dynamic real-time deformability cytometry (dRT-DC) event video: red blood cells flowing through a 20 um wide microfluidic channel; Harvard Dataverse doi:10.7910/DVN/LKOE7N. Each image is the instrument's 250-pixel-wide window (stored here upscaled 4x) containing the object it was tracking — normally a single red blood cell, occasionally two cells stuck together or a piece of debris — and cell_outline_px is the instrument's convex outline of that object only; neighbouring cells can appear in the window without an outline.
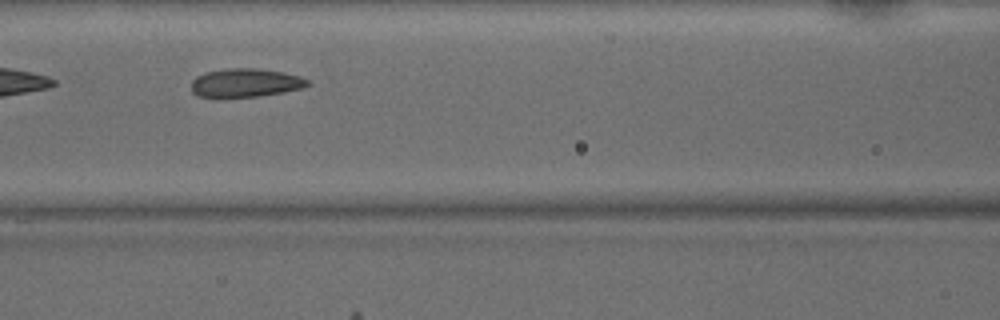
{"species": "common noctule bat (a hibernating species)", "species_latin": "Nyctalus noctula", "temperature_condition": "warm", "stored_images_in_passage": 27, "camera_frame_rate_fps": 3000, "um_per_image_px": 0.085, "animal": {"sex": "male", "body_mass_g": 15.6}, "frame": {"image": 1, "passage_image": 8, "time_ms": 2.333, "image_size_px": [1000, 320], "cell_outline_px": [[312, 84], [304, 88], [260, 96], [220, 100], [216, 100], [200, 96], [192, 92], [192, 80], [196, 76], [208, 72], [228, 68], [260, 68], [284, 72], [300, 76], [308, 80]], "centroid_in_image_um": [20.85, 7.08], "position_along_channel_um": 145.7, "area_um2": 20.11}}
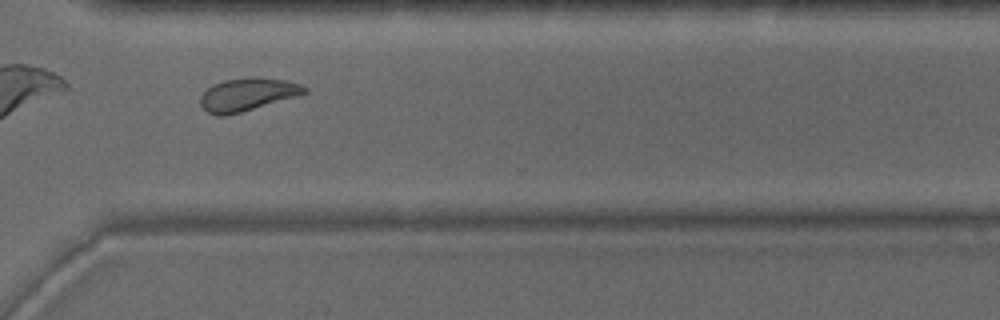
{"frame": {"image": 2, "passage_image": 23, "time_ms": 7.333, "image_size_px": [1000, 320], "cell_outline_px": [[308, 92], [296, 96], [240, 112], [224, 116], [220, 116], [208, 112], [200, 104], [200, 96], [212, 84], [224, 80], [248, 76], [256, 76], [284, 80], [300, 84], [308, 88]], "centroid_in_image_um": [21.02, 8.0], "position_along_channel_um": 349.6, "area_um2": 19.83}, "authors_computed_cell_mechanics": {"area_um2": 19.652, "velocity_mm_per_s": 4.0814, "shape_relaxation_time_tau1_ms": 5.0807, "shape_relaxation_time_tau2_ms": 1.2583, "deformation_change_tau1": 0.1211, "deformation_change_tau2": 0.0712}}